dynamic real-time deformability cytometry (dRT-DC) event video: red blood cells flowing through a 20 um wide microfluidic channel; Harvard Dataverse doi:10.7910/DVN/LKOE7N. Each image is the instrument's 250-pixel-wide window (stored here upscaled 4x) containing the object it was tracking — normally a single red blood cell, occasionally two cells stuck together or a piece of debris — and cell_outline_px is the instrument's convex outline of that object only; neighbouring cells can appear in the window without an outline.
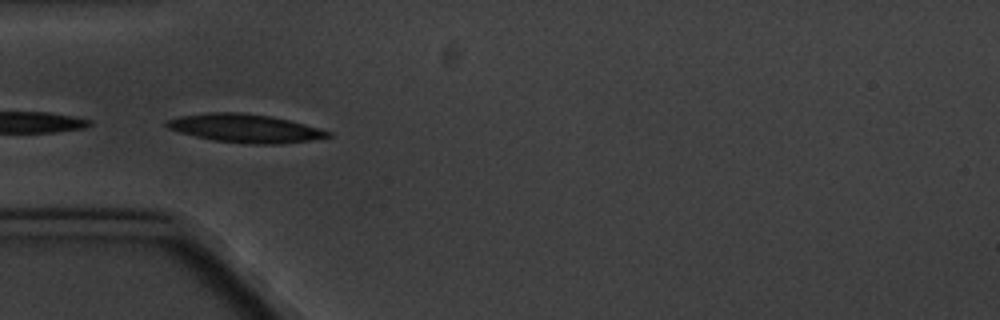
{"species": "common noctule bat (a hibernating species)", "species_latin": "Nyctalus noctula", "temperature_condition": "cold", "stored_images_in_passage": 7, "camera_frame_rate_fps": 3000, "um_per_image_px": 0.085, "animal": {"sex": "male", "body_mass_g": 20.1, "forearm_length_mm": 53.5}, "frame": {"image": 1, "passage_image": 5, "time_ms": 5.667, "image_size_px": [1000, 320], "cell_outline_px": [[332, 136], [312, 140], [280, 144], [252, 144], [216, 140], [196, 136], [180, 132], [168, 128], [164, 124], [168, 120], [180, 116], [208, 112], [240, 112], [272, 116], [320, 128], [332, 132]], "centroid_in_image_um": [20.87, 10.9], "position_along_channel_um": 64.1, "area_um2": 26.53}}